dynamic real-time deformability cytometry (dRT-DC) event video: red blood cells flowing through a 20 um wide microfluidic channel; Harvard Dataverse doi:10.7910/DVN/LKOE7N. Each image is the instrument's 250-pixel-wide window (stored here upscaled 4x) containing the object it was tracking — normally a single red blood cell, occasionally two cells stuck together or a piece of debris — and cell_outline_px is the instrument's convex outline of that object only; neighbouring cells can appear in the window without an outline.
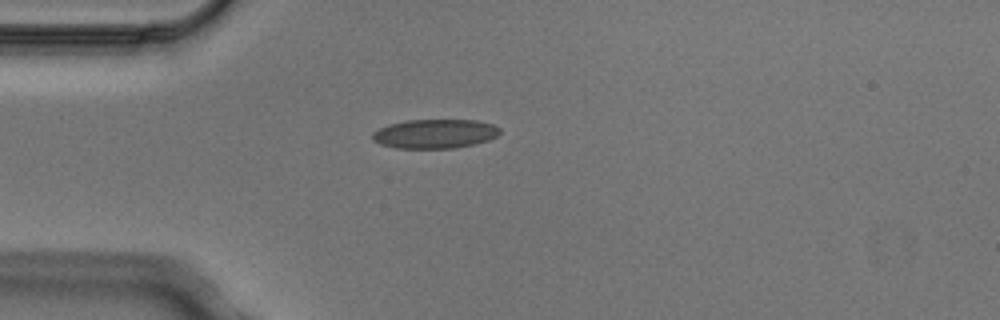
{"species": "Egyptian fruit bat (a non-hibernating species)", "species_latin": "Rousettus aegyptiacus", "temperature_condition": "cold", "stored_images_in_passage": 1, "camera_frame_rate_fps": 3000, "um_per_image_px": 0.085, "animal": {"sex": "male"}, "frame": {"image": 1, "passage_image": 1, "time_ms": 0.0, "image_size_px": [1000, 320], "cell_outline_px": [[500, 132], [496, 136], [488, 140], [456, 148], [396, 148], [380, 144], [372, 140], [372, 132], [388, 124], [408, 120], [476, 120], [492, 124], [500, 128]], "centroid_in_image_um": [36.94, 11.37], "position_along_channel_um": 48.1, "area_um2": 21.62}}